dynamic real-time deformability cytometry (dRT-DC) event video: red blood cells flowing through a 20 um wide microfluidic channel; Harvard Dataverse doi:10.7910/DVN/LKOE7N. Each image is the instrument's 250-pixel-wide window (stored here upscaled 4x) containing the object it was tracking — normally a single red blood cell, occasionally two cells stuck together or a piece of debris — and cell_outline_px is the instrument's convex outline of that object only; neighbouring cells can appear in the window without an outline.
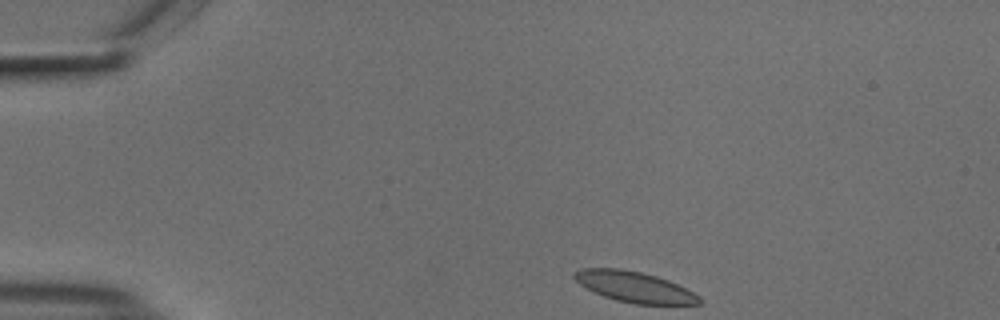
{"species": "common noctule bat (a hibernating species)", "species_latin": "Nyctalus noctula", "temperature_condition": "cold", "stored_images_in_passage": 46, "camera_frame_rate_fps": 3000, "um_per_image_px": 0.085, "animal": {"sex": "male", "body_mass_g": 18.8}, "frame": {"image": 1, "passage_image": 1, "time_ms": 0.0, "image_size_px": [1000, 320], "cell_outline_px": [[700, 304], [632, 304], [616, 300], [604, 296], [580, 284], [572, 276], [572, 272], [580, 268], [620, 268], [640, 272], [656, 276], [668, 280], [700, 296]], "centroid_in_image_um": [53.89, 24.38], "position_along_channel_um": 31.1, "area_um2": 22.14}}
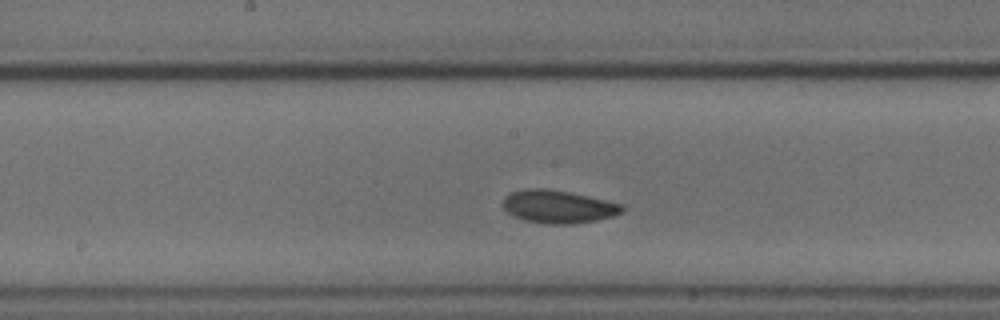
{"frame": {"image": 2, "passage_image": 20, "time_ms": 6.333, "image_size_px": [1000, 320], "cell_outline_px": [[624, 208], [620, 212], [612, 216], [596, 220], [572, 224], [552, 224], [524, 220], [508, 212], [504, 208], [504, 196], [512, 192], [524, 188], [544, 188], [568, 192], [624, 204]], "centroid_in_image_um": [47.44, 17.56], "position_along_channel_um": 200.8, "area_um2": 22.54}}
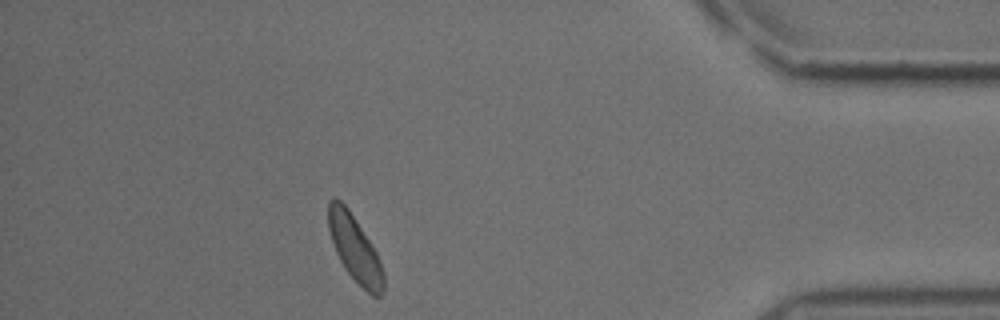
{"frame": {"image": 3, "passage_image": 40, "time_ms": 13.0, "image_size_px": [1000, 320], "cell_outline_px": [[384, 288], [380, 296], [372, 296], [344, 268], [336, 252], [328, 228], [328, 200], [332, 196], [336, 196], [348, 208], [372, 244], [380, 260], [384, 272]], "centroid_in_image_um": [30.15, 21.09], "position_along_channel_um": 405.0, "area_um2": 21.15}}